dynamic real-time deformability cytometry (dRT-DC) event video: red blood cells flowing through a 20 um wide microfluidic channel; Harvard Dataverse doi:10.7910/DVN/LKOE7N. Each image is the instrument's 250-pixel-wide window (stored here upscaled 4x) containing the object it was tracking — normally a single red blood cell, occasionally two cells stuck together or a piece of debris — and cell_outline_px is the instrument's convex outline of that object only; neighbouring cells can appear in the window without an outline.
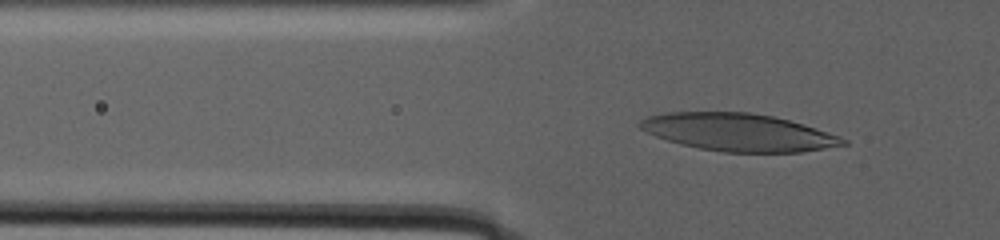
{"species": "human", "species_latin": "Homo sapiens", "temperature_condition": "warm", "stored_images_in_passage": 17, "camera_frame_rate_fps": 3000, "um_per_image_px": 0.085, "donor": {"sex": "male"}, "frame": {"image": 1, "passage_image": 2, "time_ms": 0.333, "image_size_px": [1000, 240], "cell_outline_px": [[848, 144], [800, 152], [724, 152], [700, 148], [680, 144], [656, 136], [640, 128], [636, 124], [640, 120], [648, 116], [664, 112], [748, 112], [772, 116], [804, 124], [840, 136], [848, 140]], "centroid_in_image_um": [62.76, 11.24], "position_along_channel_um": 63.0, "area_um2": 44.27}}
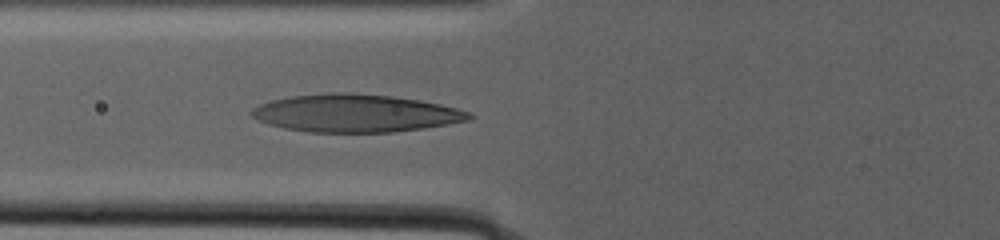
{"frame": {"image": 2, "passage_image": 15, "time_ms": 2.667, "image_size_px": [1000, 240], "cell_outline_px": [[476, 116], [468, 120], [448, 124], [424, 128], [392, 132], [308, 132], [284, 128], [268, 124], [252, 116], [248, 112], [252, 108], [260, 104], [272, 100], [288, 96], [332, 92], [348, 92], [392, 96], [420, 100], [440, 104], [472, 112]], "centroid_in_image_um": [30.22, 9.62], "position_along_channel_um": 95.6, "area_um2": 48.03}}